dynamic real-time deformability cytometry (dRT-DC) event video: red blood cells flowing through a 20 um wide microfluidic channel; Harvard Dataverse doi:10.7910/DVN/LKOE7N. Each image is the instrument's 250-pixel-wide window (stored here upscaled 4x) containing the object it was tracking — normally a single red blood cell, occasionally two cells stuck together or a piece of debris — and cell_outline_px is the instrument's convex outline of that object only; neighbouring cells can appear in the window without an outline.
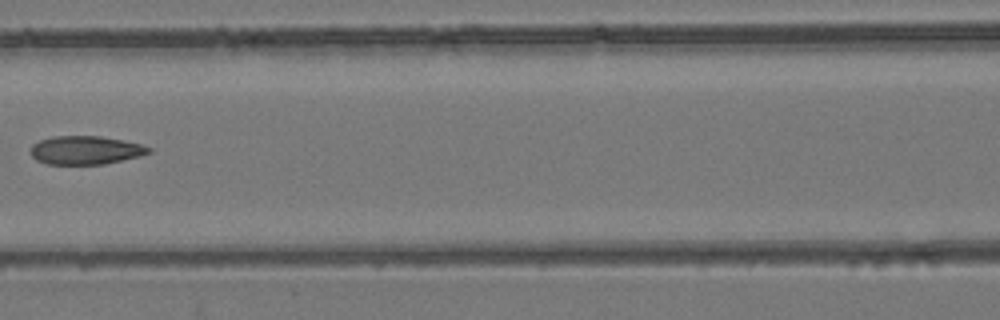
{"species": "common noctule bat (a hibernating species)", "species_latin": "Nyctalus noctula", "temperature_condition": "room temperature", "stored_images_in_passage": 8, "camera_frame_rate_fps": 3000, "um_per_image_px": 0.085, "animal": {"sex": "female", "body_mass_g": 24.6, "forearm_length_mm": 56.2}, "frame": {"image": 1, "passage_image": 6, "time_ms": 6.0, "image_size_px": [1000, 320], "cell_outline_px": [[152, 152], [140, 156], [104, 164], [48, 164], [36, 160], [32, 156], [32, 144], [40, 140], [52, 136], [100, 136], [140, 144], [152, 148]], "centroid_in_image_um": [7.28, 12.76], "position_along_channel_um": 159.3, "area_um2": 19.48}}
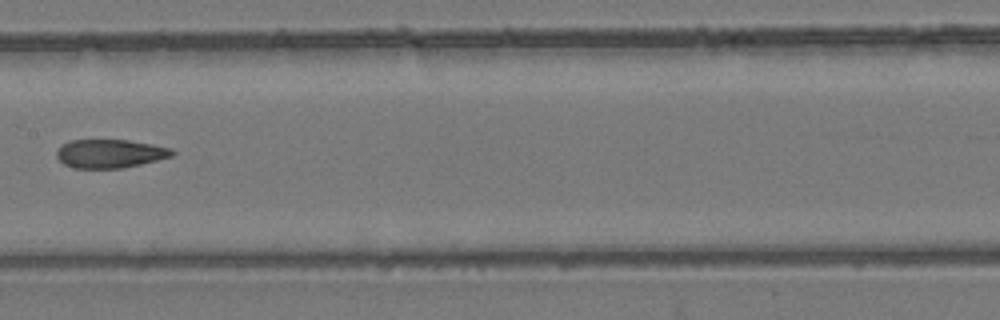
{"frame": {"image": 2, "passage_image": 7, "time_ms": 7.0, "image_size_px": [1000, 320], "cell_outline_px": [[176, 152], [172, 156], [124, 168], [76, 168], [64, 164], [56, 156], [56, 152], [64, 144], [72, 140], [128, 140], [152, 144], [172, 148]], "centroid_in_image_um": [9.38, 13.05], "position_along_channel_um": 198.0, "area_um2": 19.07}}
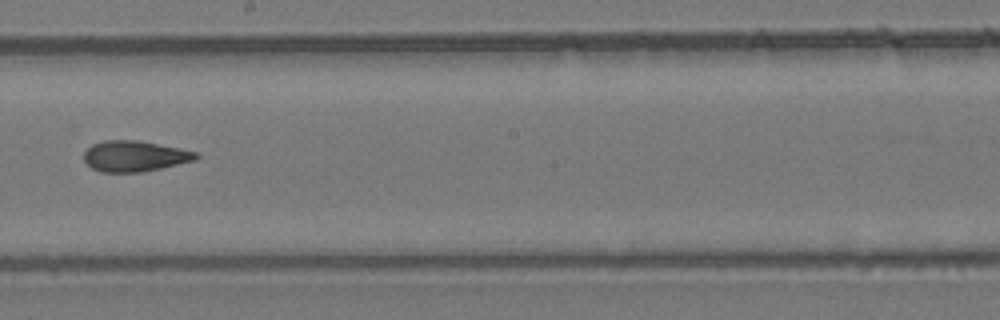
{"frame": {"image": 3, "passage_image": 8, "time_ms": 8.0, "image_size_px": [1000, 320], "cell_outline_px": [[200, 156], [196, 160], [144, 172], [100, 172], [92, 168], [84, 160], [84, 152], [92, 144], [104, 140], [136, 140], [180, 148], [196, 152]], "centroid_in_image_um": [11.45, 13.27], "position_along_channel_um": 236.8, "area_um2": 20.11}}